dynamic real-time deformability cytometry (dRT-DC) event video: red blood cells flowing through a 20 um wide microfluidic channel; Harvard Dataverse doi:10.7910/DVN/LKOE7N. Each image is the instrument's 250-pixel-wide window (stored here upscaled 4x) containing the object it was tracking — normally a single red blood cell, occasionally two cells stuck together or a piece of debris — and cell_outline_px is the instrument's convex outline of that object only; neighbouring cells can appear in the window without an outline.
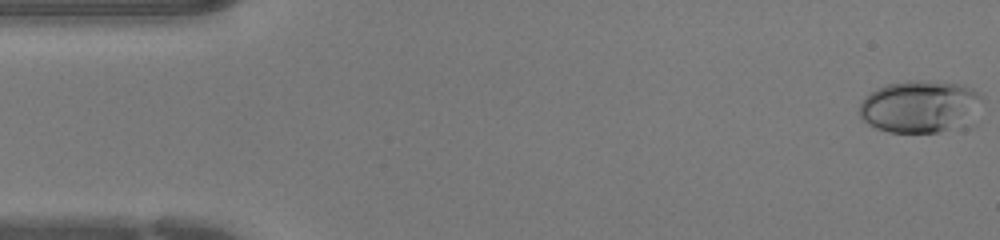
{"species": "human", "species_latin": "Homo sapiens", "temperature_condition": "warm", "stored_images_in_passage": 44, "camera_frame_rate_fps": 3000, "um_per_image_px": 0.085, "donor": {"sex": "female"}, "frame": {"image": 1, "passage_image": 1, "time_ms": 0.0, "image_size_px": [1000, 240], "cell_outline_px": [[984, 96], [948, 128], [940, 132], [888, 132], [876, 128], [860, 120], [860, 100], [864, 96], [888, 84], [908, 80], [936, 80], [960, 84], [972, 88], [980, 92]], "centroid_in_image_um": [77.98, 8.99], "position_along_channel_um": 7.0, "area_um2": 35.78}}
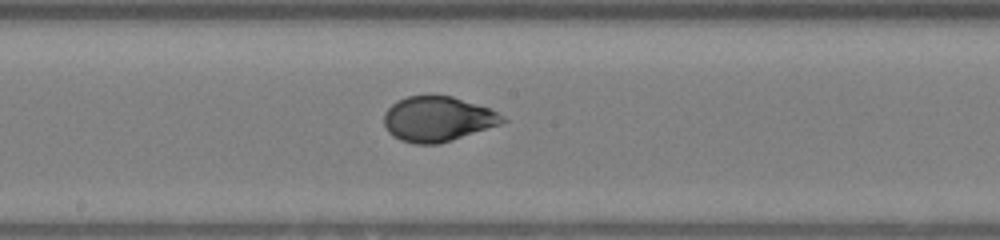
{"frame": {"image": 2, "passage_image": 23, "time_ms": 7.333, "image_size_px": [1000, 240], "cell_outline_px": [[508, 120], [500, 124], [440, 144], [412, 144], [400, 140], [392, 136], [388, 132], [384, 124], [384, 112], [396, 100], [408, 96], [452, 96], [488, 108], [504, 116]], "centroid_in_image_um": [37.16, 10.13], "position_along_channel_um": 211.0, "area_um2": 31.04}}
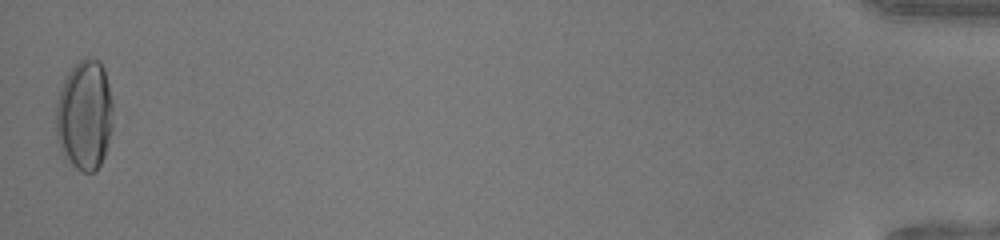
{"frame": {"image": 3, "passage_image": 44, "time_ms": 14.333, "image_size_px": [1000, 240], "cell_outline_px": [[112, 128], [108, 144], [104, 156], [100, 164], [92, 172], [80, 172], [64, 156], [60, 148], [56, 136], [56, 100], [60, 88], [68, 72], [84, 56], [88, 56], [100, 60], [104, 68], [112, 100]], "centroid_in_image_um": [7.18, 9.76], "position_along_channel_um": 428.0, "area_um2": 36.88}}